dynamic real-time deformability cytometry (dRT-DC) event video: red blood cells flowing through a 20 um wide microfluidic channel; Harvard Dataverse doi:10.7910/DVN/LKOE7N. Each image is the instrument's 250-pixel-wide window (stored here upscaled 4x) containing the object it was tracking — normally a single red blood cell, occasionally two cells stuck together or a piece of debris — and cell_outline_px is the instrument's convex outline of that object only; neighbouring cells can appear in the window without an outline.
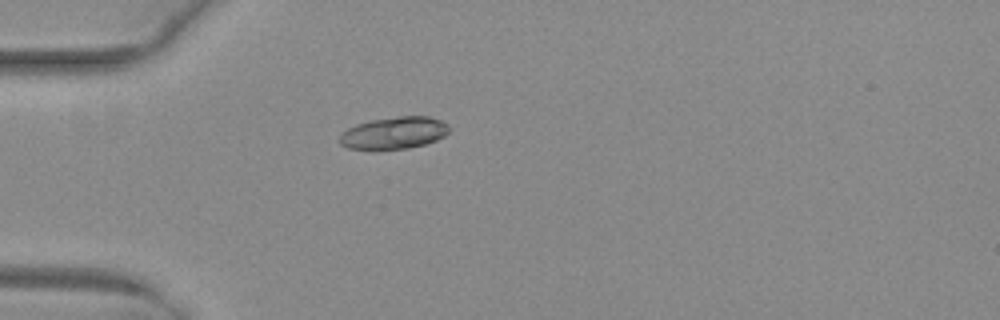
{"species": "common noctule bat (a hibernating species)", "species_latin": "Nyctalus noctula", "temperature_condition": "warm", "stored_images_in_passage": 21, "camera_frame_rate_fps": 3000, "um_per_image_px": 0.085, "animal": {"sex": "female", "body_mass_g": 29.2, "forearm_length_mm": 56.3}, "frame": {"image": 1, "passage_image": 1, "time_ms": 0.0, "image_size_px": [1000, 320], "cell_outline_px": [[452, 128], [444, 136], [436, 140], [424, 144], [408, 148], [348, 148], [340, 144], [340, 136], [348, 128], [356, 124], [372, 120], [400, 116], [428, 116], [440, 120], [448, 124]], "centroid_in_image_um": [33.54, 11.28], "position_along_channel_um": 51.5, "area_um2": 20.11}}
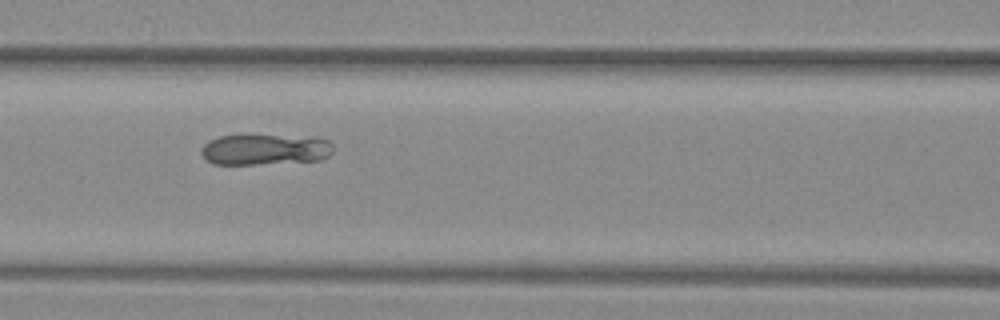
{"frame": {"image": 2, "passage_image": 9, "time_ms": 2.667, "image_size_px": [1000, 320], "cell_outline_px": [[332, 152], [328, 156], [320, 160], [256, 164], [212, 164], [200, 152], [200, 148], [208, 140], [220, 136], [320, 136], [328, 140], [332, 144]], "centroid_in_image_um": [22.55, 12.7], "position_along_channel_um": 144.0, "area_um2": 23.7}}
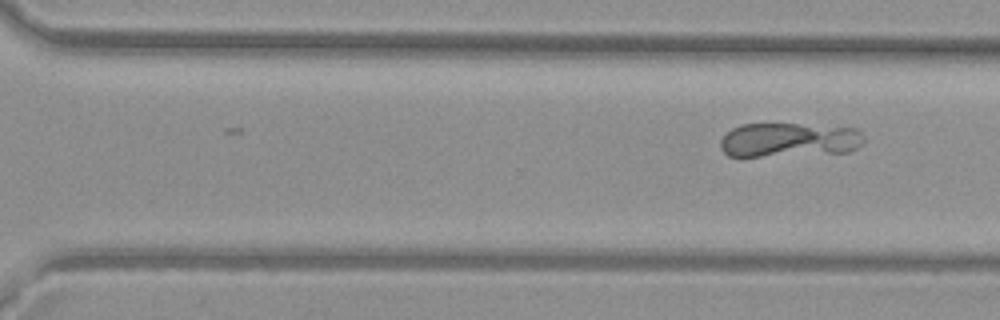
{"frame": {"image": 3, "passage_image": 21, "time_ms": 6.667, "image_size_px": [1000, 320], "cell_outline_px": [[864, 144], [848, 152], [760, 156], [728, 156], [720, 148], [720, 140], [732, 128], [740, 124], [796, 124], [856, 128], [864, 136]], "centroid_in_image_um": [67.07, 11.89], "position_along_channel_um": 303.5, "area_um2": 28.55}}